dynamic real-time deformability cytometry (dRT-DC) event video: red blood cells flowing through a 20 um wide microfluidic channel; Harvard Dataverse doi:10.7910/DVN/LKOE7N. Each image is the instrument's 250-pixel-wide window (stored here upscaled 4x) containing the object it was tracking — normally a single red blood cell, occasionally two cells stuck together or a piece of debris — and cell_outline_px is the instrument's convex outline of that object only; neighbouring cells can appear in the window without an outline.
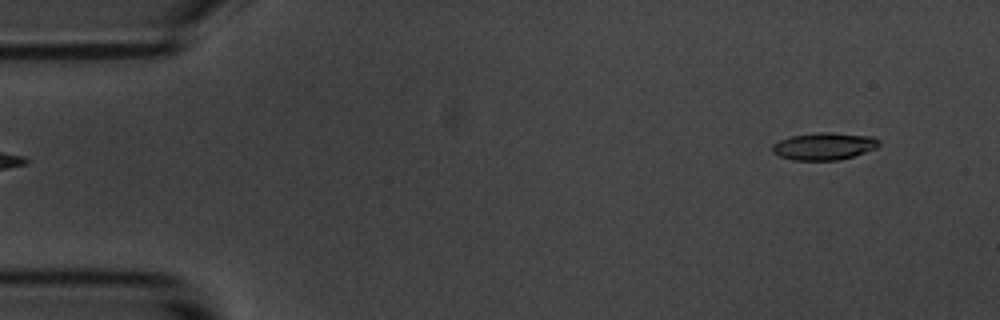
{"species": "common noctule bat (a hibernating species)", "species_latin": "Nyctalus noctula", "temperature_condition": "room temperature", "stored_images_in_passage": 4, "camera_frame_rate_fps": 3000, "um_per_image_px": 0.085, "animal": {"sex": "male", "body_mass_g": 20.1, "forearm_length_mm": 53.5}, "frame": {"image": 1, "passage_image": 1, "time_ms": 0.0, "image_size_px": [1000, 320], "cell_outline_px": [[880, 144], [876, 148], [852, 156], [836, 160], [792, 160], [780, 156], [772, 152], [772, 144], [780, 140], [792, 136], [816, 132], [832, 132], [872, 136], [880, 140]], "centroid_in_image_um": [70.04, 12.42], "position_along_channel_um": 15.0, "area_um2": 16.94}}
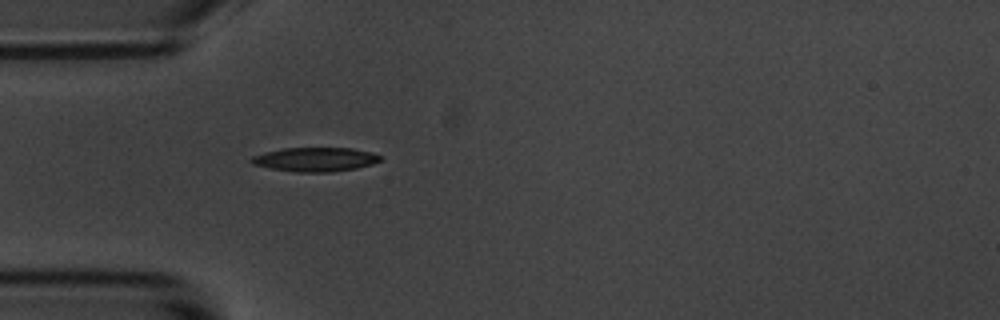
{"frame": {"image": 2, "passage_image": 4, "time_ms": 4.0, "image_size_px": [1000, 320], "cell_outline_px": [[384, 156], [380, 160], [372, 164], [356, 168], [332, 172], [296, 172], [272, 168], [252, 164], [248, 160], [252, 156], [264, 152], [284, 148], [352, 148], [372, 152]], "centroid_in_image_um": [26.81, 13.54], "position_along_channel_um": 58.2, "area_um2": 18.15}}